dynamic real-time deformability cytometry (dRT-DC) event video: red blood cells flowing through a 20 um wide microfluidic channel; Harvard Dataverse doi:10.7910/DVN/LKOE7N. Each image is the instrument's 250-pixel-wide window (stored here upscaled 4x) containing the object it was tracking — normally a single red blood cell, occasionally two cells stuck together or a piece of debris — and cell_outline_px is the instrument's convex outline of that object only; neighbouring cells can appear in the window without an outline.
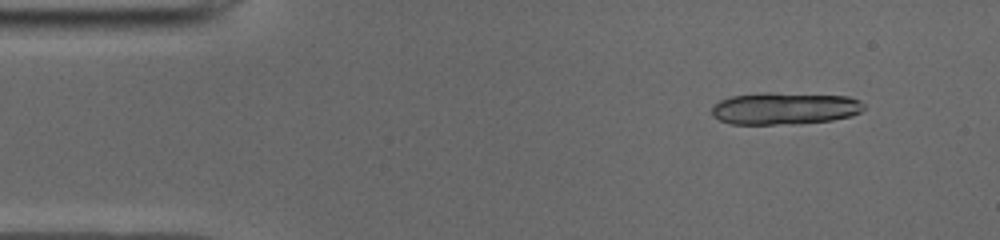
{"species": "common noctule bat (a hibernating species)", "species_latin": "Nyctalus noctula", "temperature_condition": "cold", "stored_images_in_passage": 11, "camera_frame_rate_fps": 3000, "um_per_image_px": 0.085, "animal": {"sex": "male", "body_mass_g": 19.0, "forearm_length_mm": 50.8}, "frame": {"image": 1, "passage_image": 1, "time_ms": 0.0, "image_size_px": [1000, 240], "cell_outline_px": [[864, 108], [860, 112], [852, 116], [832, 120], [776, 124], [732, 124], [720, 120], [712, 116], [712, 104], [720, 100], [732, 96], [764, 92], [768, 92], [848, 96], [860, 100], [864, 104]], "centroid_in_image_um": [66.68, 9.2], "position_along_channel_um": 18.3, "area_um2": 28.44}}